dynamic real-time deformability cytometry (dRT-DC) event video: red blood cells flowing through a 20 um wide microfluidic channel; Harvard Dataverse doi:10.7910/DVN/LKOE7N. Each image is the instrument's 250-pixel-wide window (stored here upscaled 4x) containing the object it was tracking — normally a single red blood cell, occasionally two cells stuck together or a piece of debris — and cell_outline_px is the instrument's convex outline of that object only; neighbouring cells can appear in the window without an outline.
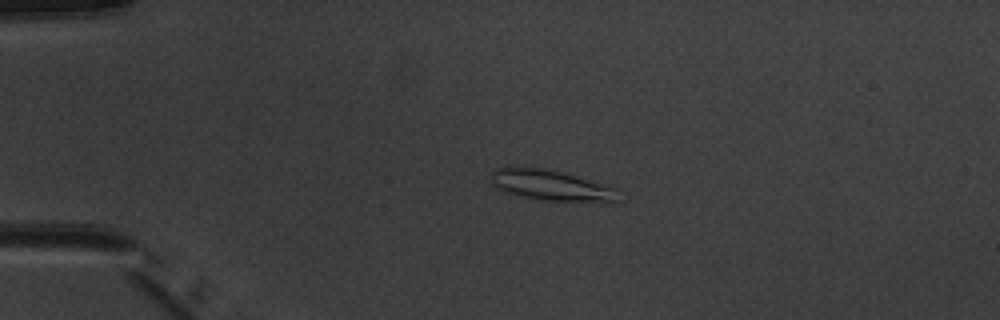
{"species": "common noctule bat (a hibernating species)", "species_latin": "Nyctalus noctula", "temperature_condition": "warm", "stored_images_in_passage": 4, "camera_frame_rate_fps": 3000, "um_per_image_px": 0.085, "animal": {"sex": "male", "body_mass_g": 20.1, "forearm_length_mm": 53.5}, "frame": {"image": 1, "passage_image": 3, "time_ms": 2.667, "image_size_px": [1000, 320], "cell_outline_px": [[620, 200], [616, 204], [612, 204], [540, 200], [520, 196], [504, 192], [496, 188], [488, 180], [492, 172], [496, 168], [544, 168], [564, 172], [620, 188]], "centroid_in_image_um": [47.0, 15.81], "position_along_channel_um": 38.0, "area_um2": 23.81}}